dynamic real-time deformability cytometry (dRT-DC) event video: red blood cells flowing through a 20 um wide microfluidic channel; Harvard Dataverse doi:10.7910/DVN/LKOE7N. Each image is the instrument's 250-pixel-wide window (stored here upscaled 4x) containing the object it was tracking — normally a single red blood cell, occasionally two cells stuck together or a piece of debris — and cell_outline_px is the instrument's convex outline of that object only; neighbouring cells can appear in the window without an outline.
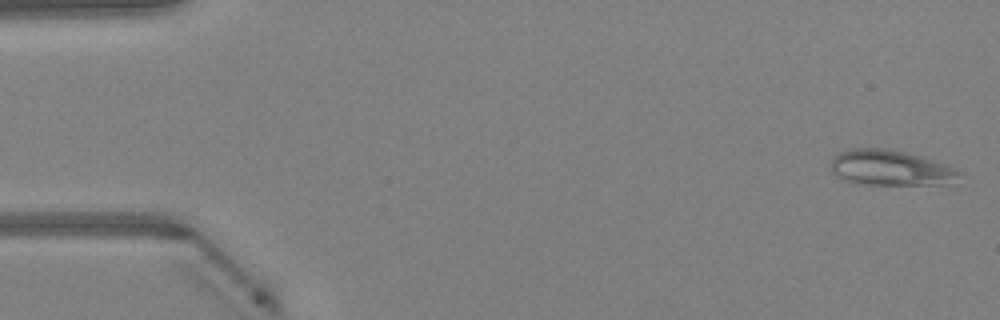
{"species": "Egyptian fruit bat (a non-hibernating species)", "species_latin": "Rousettus aegyptiacus", "temperature_condition": "warm", "stored_images_in_passage": 47, "camera_frame_rate_fps": 3000, "um_per_image_px": 0.085, "animal": {"sex": "female"}, "frame": {"image": 1, "passage_image": 1, "time_ms": 0.0, "image_size_px": [1000, 320], "cell_outline_px": [[964, 172], [940, 184], [856, 184], [844, 180], [836, 176], [832, 172], [832, 160], [836, 152], [848, 148], [888, 148], [920, 156], [956, 168]], "centroid_in_image_um": [75.58, 14.24], "position_along_channel_um": 9.4, "area_um2": 26.24}}
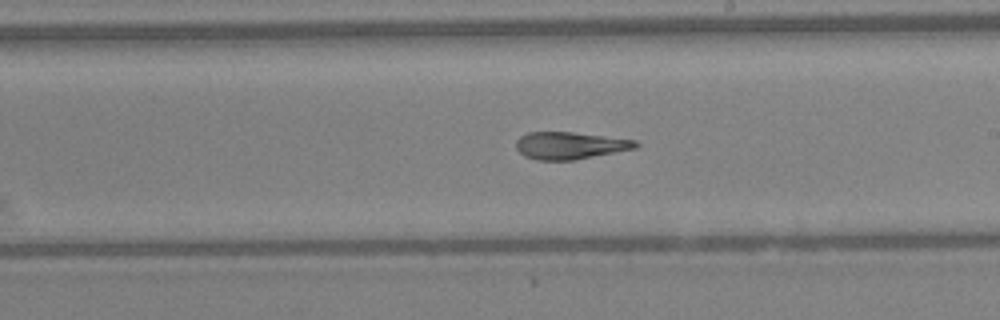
{"frame": {"image": 2, "passage_image": 27, "time_ms": 8.667, "image_size_px": [1000, 320], "cell_outline_px": [[640, 144], [636, 148], [572, 160], [536, 160], [524, 156], [516, 148], [516, 140], [520, 136], [528, 132], [572, 132], [636, 140]], "centroid_in_image_um": [48.41, 12.36], "position_along_channel_um": 240.6, "area_um2": 18.84}}
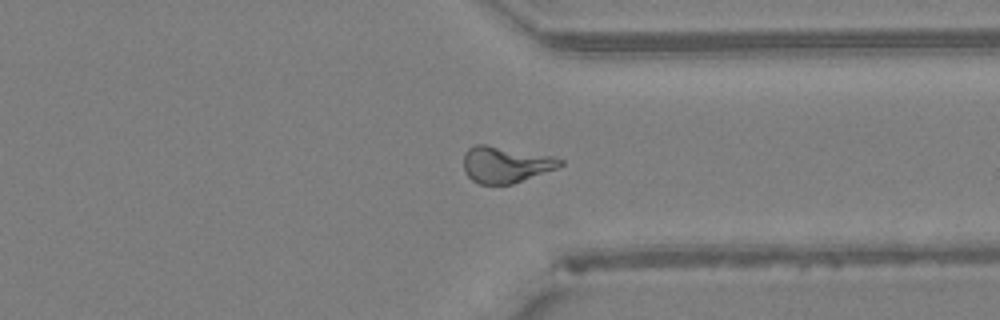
{"frame": {"image": 3, "passage_image": 36, "time_ms": 11.667, "image_size_px": [1000, 320], "cell_outline_px": [[564, 164], [556, 168], [512, 184], [480, 184], [472, 180], [464, 172], [464, 152], [468, 148], [476, 144], [484, 144], [552, 156], [564, 160]], "centroid_in_image_um": [42.95, 13.98], "position_along_channel_um": 368.5, "area_um2": 20.29}, "authors_computed_cell_mechanics": {"area_um2": 20.1144, "velocity_mm_per_s": 4.2588, "shape_relaxation_time_tau1_ms": null, "shape_relaxation_time_tau2_ms": 5.0784, "deformation_change_tau1": null, "deformation_change_tau2": 0.1499}}